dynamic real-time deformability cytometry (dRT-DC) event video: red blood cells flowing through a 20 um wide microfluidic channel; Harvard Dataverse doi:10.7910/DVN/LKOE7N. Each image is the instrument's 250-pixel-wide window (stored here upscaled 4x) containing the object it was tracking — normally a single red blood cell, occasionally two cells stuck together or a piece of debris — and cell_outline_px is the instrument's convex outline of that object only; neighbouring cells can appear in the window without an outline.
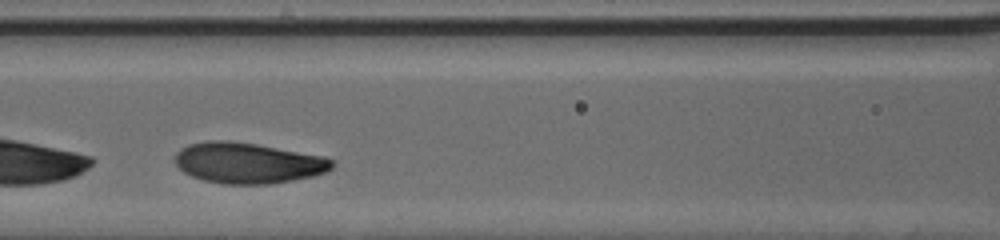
{"species": "human", "species_latin": "Homo sapiens", "temperature_condition": "cold", "stored_images_in_passage": 25, "camera_frame_rate_fps": 3000, "um_per_image_px": 0.085, "donor": {"sex": "male"}, "frame": {"image": 1, "passage_image": 8, "time_ms": 2.333, "image_size_px": [1000, 240], "cell_outline_px": [[336, 164], [332, 168], [324, 172], [312, 176], [272, 184], [220, 184], [204, 180], [192, 176], [184, 172], [176, 164], [176, 152], [180, 148], [188, 144], [208, 140], [228, 140], [256, 144], [324, 156], [332, 160]], "centroid_in_image_um": [21.06, 13.85], "position_along_channel_um": 145.5, "area_um2": 37.34}}
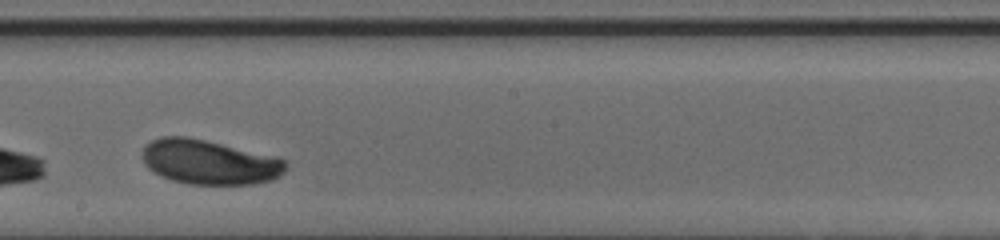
{"frame": {"image": 2, "passage_image": 14, "time_ms": 4.333, "image_size_px": [1000, 240], "cell_outline_px": [[288, 164], [284, 172], [280, 176], [272, 180], [252, 184], [188, 184], [172, 180], [160, 176], [148, 168], [144, 164], [144, 144], [160, 136], [188, 136], [276, 156], [284, 160]], "centroid_in_image_um": [17.8, 13.77], "position_along_channel_um": 230.4, "area_um2": 37.4}}
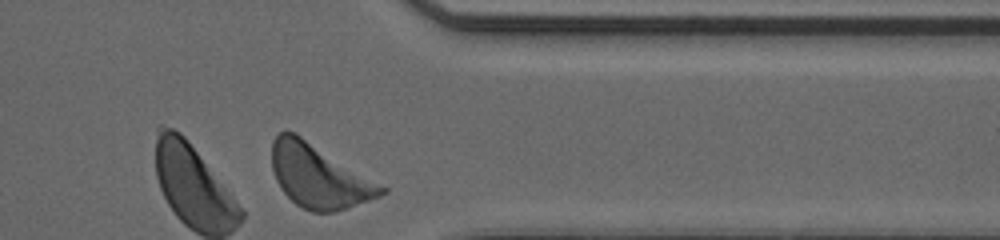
{"frame": {"image": 3, "passage_image": 25, "time_ms": 8.0, "image_size_px": [1000, 240], "cell_outline_px": [[388, 192], [380, 196], [332, 212], [312, 212], [296, 204], [280, 188], [276, 180], [272, 168], [272, 140], [280, 132], [296, 132], [388, 188]], "centroid_in_image_um": [27.1, 14.95], "position_along_channel_um": 384.3, "area_um2": 40.17}}